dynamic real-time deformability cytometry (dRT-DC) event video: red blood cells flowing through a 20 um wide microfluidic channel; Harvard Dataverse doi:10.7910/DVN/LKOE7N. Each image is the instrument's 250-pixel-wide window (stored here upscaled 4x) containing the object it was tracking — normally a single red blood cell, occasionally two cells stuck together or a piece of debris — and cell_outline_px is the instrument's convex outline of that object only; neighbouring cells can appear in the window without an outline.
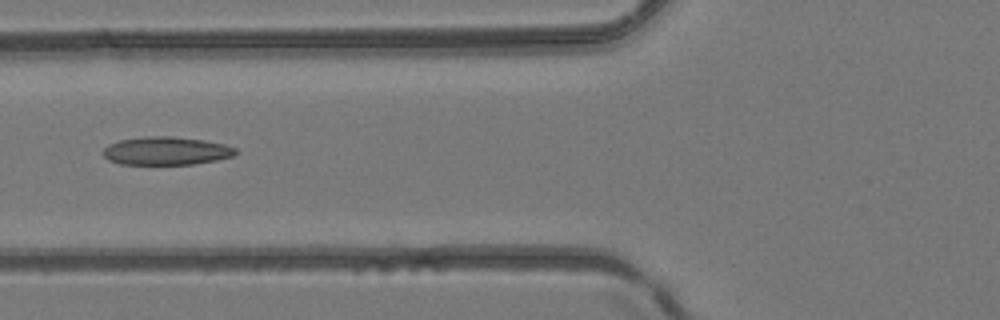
{"species": "common noctule bat (a hibernating species)", "species_latin": "Nyctalus noctula", "temperature_condition": "room temperature", "stored_images_in_passage": 5, "camera_frame_rate_fps": 3000, "um_per_image_px": 0.085, "animal": {"sex": "female", "body_mass_g": 24.6, "forearm_length_mm": 56.2}, "frame": {"image": 1, "passage_image": 5, "time_ms": 4.667, "image_size_px": [1000, 320], "cell_outline_px": [[240, 152], [232, 156], [216, 160], [196, 164], [120, 164], [108, 160], [104, 156], [104, 148], [108, 144], [120, 140], [144, 136], [172, 136], [204, 140], [224, 144], [236, 148]], "centroid_in_image_um": [14.14, 12.82], "position_along_channel_um": 111.7, "area_um2": 21.85}}